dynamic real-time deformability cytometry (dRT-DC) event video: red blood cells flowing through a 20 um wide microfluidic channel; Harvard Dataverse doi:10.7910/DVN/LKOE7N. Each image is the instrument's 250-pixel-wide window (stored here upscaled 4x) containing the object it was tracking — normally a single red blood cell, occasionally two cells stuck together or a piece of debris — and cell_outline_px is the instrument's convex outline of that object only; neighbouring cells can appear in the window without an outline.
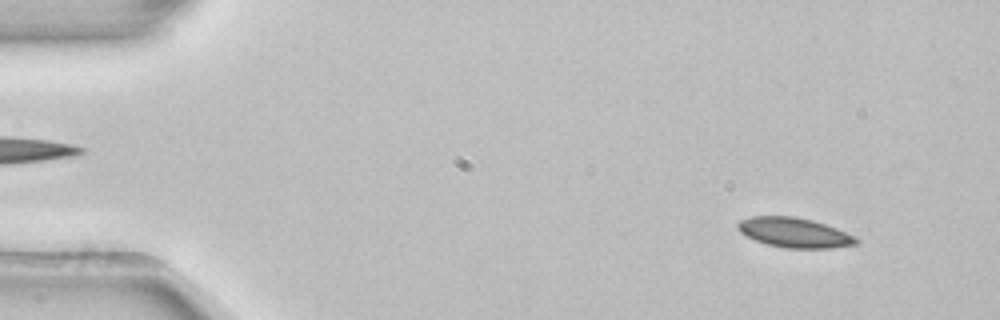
{"species": "common noctule bat (a hibernating species)", "species_latin": "Nyctalus noctula", "temperature_condition": "room temperature", "stored_images_in_passage": 53, "camera_frame_rate_fps": 3000, "um_per_image_px": 0.085, "animal": {"sex": "female", "body_mass_g": 22.7, "forearm_length_mm": 54.2}, "frame": {"image": 1, "passage_image": 5, "time_ms": 1.333, "image_size_px": [1000, 320], "cell_outline_px": [[860, 240], [856, 244], [832, 248], [784, 248], [768, 244], [756, 240], [740, 232], [736, 228], [736, 224], [740, 220], [752, 216], [792, 216], [812, 220], [836, 228], [856, 236]], "centroid_in_image_um": [67.53, 19.77], "position_along_channel_um": 17.5, "area_um2": 20.52}}
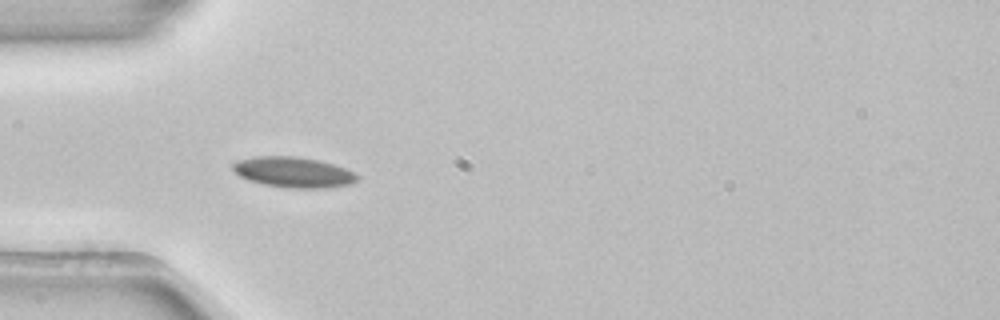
{"frame": {"image": 2, "passage_image": 16, "time_ms": 5.0, "image_size_px": [1000, 320], "cell_outline_px": [[360, 180], [352, 184], [328, 188], [288, 188], [264, 184], [248, 180], [240, 176], [232, 168], [232, 164], [236, 160], [256, 156], [296, 156], [316, 160], [332, 164], [344, 168], [360, 176]], "centroid_in_image_um": [24.95, 14.64], "position_along_channel_um": 60.0, "area_um2": 22.2}}
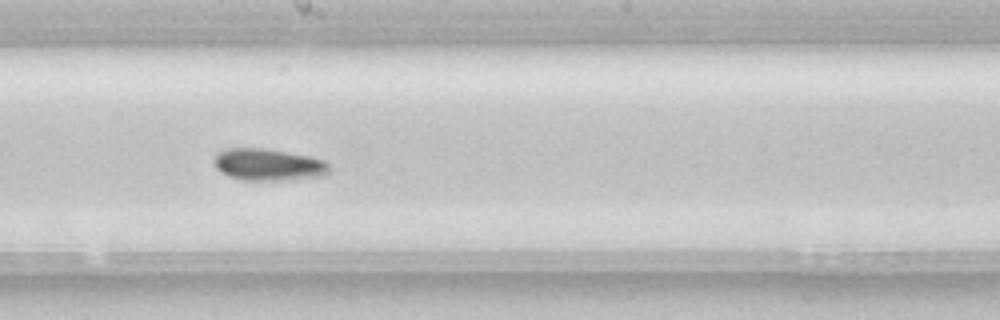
{"frame": {"image": 3, "passage_image": 29, "time_ms": 9.333, "image_size_px": [1000, 320], "cell_outline_px": [[328, 172], [324, 176], [296, 180], [240, 180], [228, 176], [220, 172], [216, 168], [212, 160], [216, 152], [228, 148], [268, 148], [312, 156], [324, 160], [328, 164]], "centroid_in_image_um": [22.79, 13.99], "position_along_channel_um": 225.4, "area_um2": 22.02}, "authors_computed_cell_mechanics": {"area_um2": 20.5768, "velocity_mm_per_s": 3.8957, "shape_relaxation_time_tau1_ms": 3.7843, "shape_relaxation_time_tau2_ms": null, "deformation_change_tau1": 0.0732, "deformation_change_tau2": null}}